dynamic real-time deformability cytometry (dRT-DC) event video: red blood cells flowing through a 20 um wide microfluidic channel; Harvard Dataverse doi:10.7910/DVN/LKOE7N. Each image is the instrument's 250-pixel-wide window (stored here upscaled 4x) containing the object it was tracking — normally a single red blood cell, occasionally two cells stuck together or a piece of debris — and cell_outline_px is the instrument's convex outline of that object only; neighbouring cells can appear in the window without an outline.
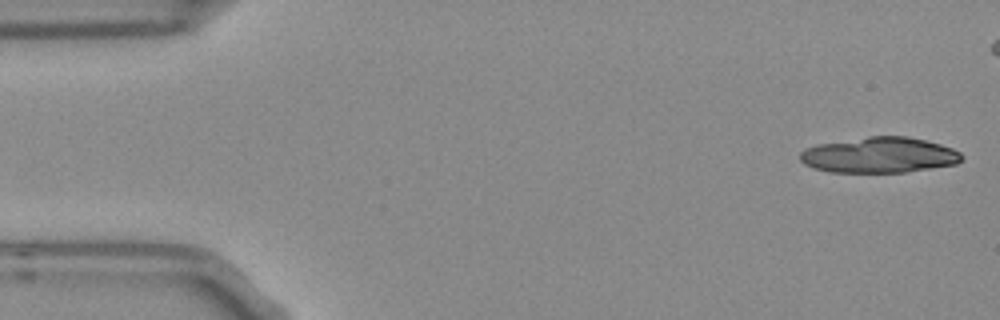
{"species": "Egyptian fruit bat (a non-hibernating species)", "species_latin": "Rousettus aegyptiacus", "temperature_condition": "room temperature", "stored_images_in_passage": 19, "camera_frame_rate_fps": 3000, "um_per_image_px": 0.085, "frame": {"image": 1, "passage_image": 1, "time_ms": 0.0, "image_size_px": [1000, 320], "cell_outline_px": [[964, 160], [956, 164], [904, 172], [832, 172], [812, 168], [804, 164], [800, 160], [800, 152], [804, 148], [816, 144], [868, 136], [908, 136], [940, 144], [952, 148], [960, 152], [964, 156]], "centroid_in_image_um": [74.73, 13.17], "position_along_channel_um": 10.3, "area_um2": 33.76}}